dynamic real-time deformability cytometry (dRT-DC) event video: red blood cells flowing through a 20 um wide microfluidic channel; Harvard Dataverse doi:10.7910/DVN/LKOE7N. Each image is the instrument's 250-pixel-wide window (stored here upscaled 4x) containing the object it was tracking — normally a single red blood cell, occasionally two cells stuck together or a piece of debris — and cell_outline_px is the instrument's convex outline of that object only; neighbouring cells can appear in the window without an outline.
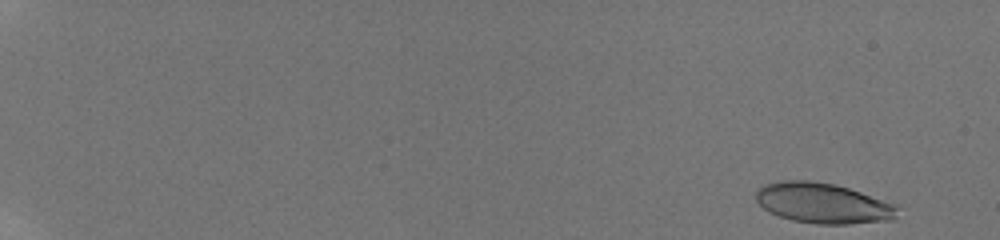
{"species": "human", "species_latin": "Homo sapiens", "temperature_condition": "room temperature", "stored_images_in_passage": 18, "camera_frame_rate_fps": 3000, "um_per_image_px": 0.085, "donor": {"sex": "male"}, "frame": {"image": 1, "passage_image": 2, "time_ms": 0.333, "image_size_px": [1000, 240], "cell_outline_px": [[900, 204], [896, 220], [848, 224], [816, 224], [792, 220], [768, 212], [756, 200], [756, 188], [764, 184], [780, 180], [808, 180], [836, 184]], "centroid_in_image_um": [70.01, 17.27], "position_along_channel_um": 15.0, "area_um2": 33.99}}
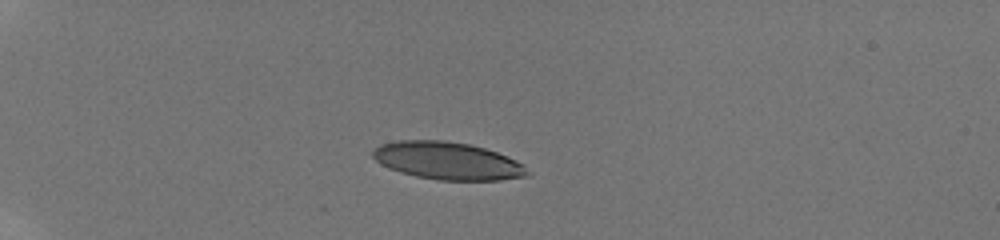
{"frame": {"image": 2, "passage_image": 13, "time_ms": 5.0, "image_size_px": [1000, 240], "cell_outline_px": [[532, 172], [528, 176], [500, 180], [440, 180], [416, 176], [400, 172], [388, 168], [380, 164], [372, 156], [372, 152], [380, 144], [396, 140], [444, 140], [468, 144], [484, 148], [496, 152], [516, 160], [524, 164]], "centroid_in_image_um": [38.06, 13.67], "position_along_channel_um": 46.9, "area_um2": 33.99}}
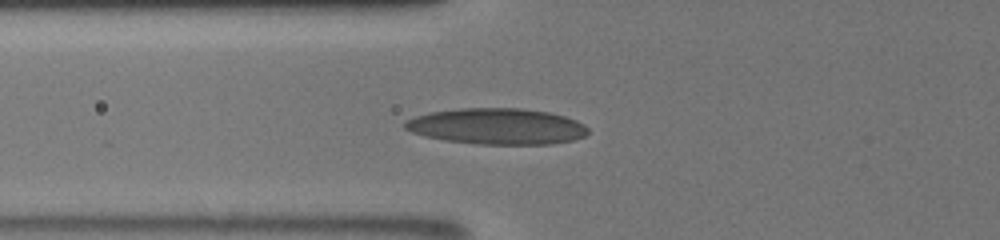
{"frame": {"image": 3, "passage_image": 18, "time_ms": 7.333, "image_size_px": [1000, 240], "cell_outline_px": [[588, 132], [584, 136], [572, 140], [552, 144], [480, 144], [444, 140], [424, 136], [412, 132], [404, 128], [404, 120], [428, 112], [460, 108], [520, 108], [548, 112], [564, 116], [576, 120], [584, 124], [588, 128]], "centroid_in_image_um": [42.22, 10.73], "position_along_channel_um": 83.6, "area_um2": 38.55}}